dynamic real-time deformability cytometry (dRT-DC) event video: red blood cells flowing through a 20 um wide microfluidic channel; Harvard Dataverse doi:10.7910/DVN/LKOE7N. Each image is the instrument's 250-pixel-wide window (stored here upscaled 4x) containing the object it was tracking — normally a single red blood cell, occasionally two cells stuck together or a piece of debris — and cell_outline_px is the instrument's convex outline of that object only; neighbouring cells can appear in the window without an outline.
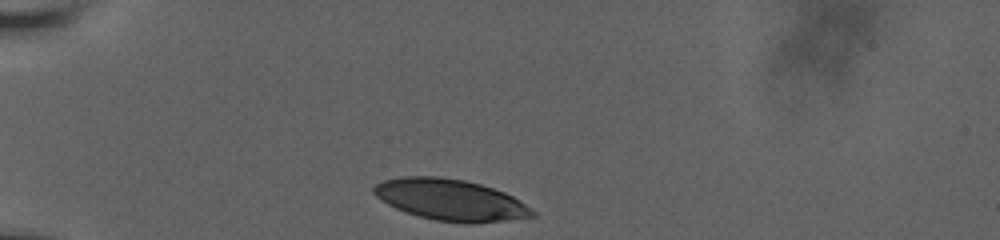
{"species": "human", "species_latin": "Homo sapiens", "temperature_condition": "room temperature", "stored_images_in_passage": 34, "camera_frame_rate_fps": 3000, "um_per_image_px": 0.085, "donor": {"sex": "male"}, "frame": {"image": 1, "passage_image": 1, "time_ms": 0.0, "image_size_px": [1000, 240], "cell_outline_px": [[536, 216], [472, 224], [468, 224], [436, 220], [420, 216], [396, 208], [380, 200], [372, 192], [372, 188], [376, 184], [384, 180], [404, 176], [440, 176], [464, 180], [480, 184], [504, 192], [520, 200], [536, 212]], "centroid_in_image_um": [38.29, 16.98], "position_along_channel_um": 46.7, "area_um2": 38.03}}
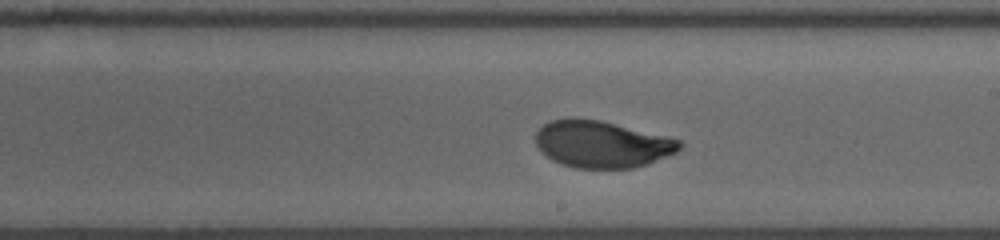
{"frame": {"image": 2, "passage_image": 20, "time_ms": 6.333, "image_size_px": [1000, 240], "cell_outline_px": [[684, 144], [676, 152], [648, 164], [632, 168], [576, 168], [560, 164], [552, 160], [540, 152], [536, 144], [536, 132], [548, 120], [572, 116], [600, 120], [668, 136], [680, 140]], "centroid_in_image_um": [51.13, 12.24], "position_along_channel_um": 237.9, "area_um2": 39.82}}
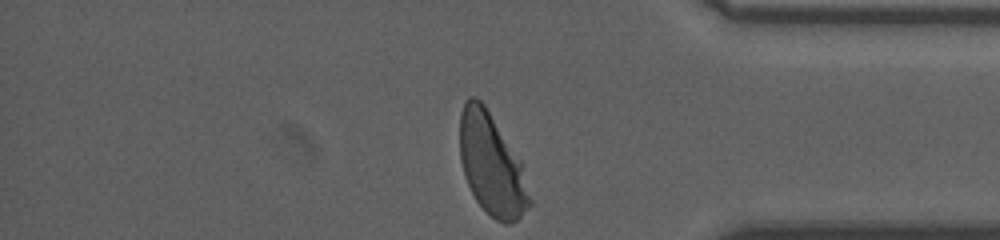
{"frame": {"image": 3, "passage_image": 34, "time_ms": 11.0, "image_size_px": [1000, 240], "cell_outline_px": [[532, 204], [516, 220], [508, 224], [504, 224], [496, 220], [476, 200], [468, 184], [460, 160], [460, 112], [464, 100], [468, 96], [476, 96], [484, 104], [520, 160], [532, 200]], "centroid_in_image_um": [41.78, 13.97], "position_along_channel_um": 393.4, "area_um2": 40.86}, "authors_computed_cell_mechanics": {"area_um2": 40.1421, "velocity_mm_per_s": 3.6242, "shape_relaxation_time_tau1_ms": 3.2121, "shape_relaxation_time_tau2_ms": null, "deformation_change_tau1": 0.1482, "deformation_change_tau2": null}}